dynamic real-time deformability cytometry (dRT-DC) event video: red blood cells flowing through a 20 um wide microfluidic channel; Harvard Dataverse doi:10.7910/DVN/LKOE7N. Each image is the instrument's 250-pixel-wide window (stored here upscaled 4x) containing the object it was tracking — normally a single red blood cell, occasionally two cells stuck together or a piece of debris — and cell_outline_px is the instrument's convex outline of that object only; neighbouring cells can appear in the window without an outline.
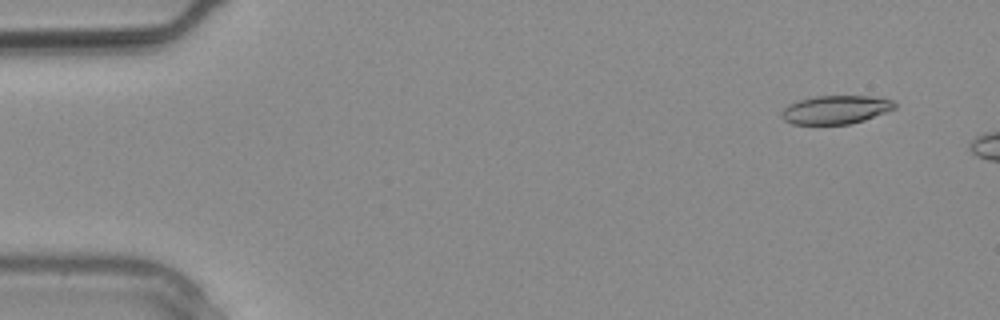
{"species": "common noctule bat (a hibernating species)", "species_latin": "Nyctalus noctula", "temperature_condition": "warm", "stored_images_in_passage": 2, "camera_frame_rate_fps": 3000, "um_per_image_px": 0.085, "animal": {"sex": "male", "body_mass_g": 20.4}, "frame": {"image": 1, "passage_image": 1, "time_ms": 0.0, "image_size_px": [1000, 320], "cell_outline_px": [[896, 108], [864, 120], [852, 124], [792, 124], [784, 120], [784, 108], [788, 104], [796, 100], [816, 96], [880, 96], [892, 100], [896, 104]], "centroid_in_image_um": [71.08, 9.31], "position_along_channel_um": 13.9, "area_um2": 18.79}}